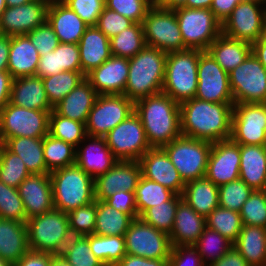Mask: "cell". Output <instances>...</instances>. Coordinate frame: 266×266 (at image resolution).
<instances>
[{"mask_svg": "<svg viewBox=\"0 0 266 266\" xmlns=\"http://www.w3.org/2000/svg\"><path fill=\"white\" fill-rule=\"evenodd\" d=\"M233 106L195 97L180 103L181 134L211 143L230 139Z\"/></svg>", "mask_w": 266, "mask_h": 266, "instance_id": "obj_1", "label": "cell"}, {"mask_svg": "<svg viewBox=\"0 0 266 266\" xmlns=\"http://www.w3.org/2000/svg\"><path fill=\"white\" fill-rule=\"evenodd\" d=\"M135 113L151 148H162L182 135L180 104L163 92L135 101Z\"/></svg>", "mask_w": 266, "mask_h": 266, "instance_id": "obj_2", "label": "cell"}, {"mask_svg": "<svg viewBox=\"0 0 266 266\" xmlns=\"http://www.w3.org/2000/svg\"><path fill=\"white\" fill-rule=\"evenodd\" d=\"M166 58V52L145 46L134 57L128 59L129 73L124 95L135 102L162 92Z\"/></svg>", "mask_w": 266, "mask_h": 266, "instance_id": "obj_3", "label": "cell"}, {"mask_svg": "<svg viewBox=\"0 0 266 266\" xmlns=\"http://www.w3.org/2000/svg\"><path fill=\"white\" fill-rule=\"evenodd\" d=\"M49 174L54 209L69 213L95 201L94 179L76 164Z\"/></svg>", "mask_w": 266, "mask_h": 266, "instance_id": "obj_4", "label": "cell"}, {"mask_svg": "<svg viewBox=\"0 0 266 266\" xmlns=\"http://www.w3.org/2000/svg\"><path fill=\"white\" fill-rule=\"evenodd\" d=\"M199 50L186 49L167 53L162 92L175 102L195 97L198 85Z\"/></svg>", "mask_w": 266, "mask_h": 266, "instance_id": "obj_5", "label": "cell"}, {"mask_svg": "<svg viewBox=\"0 0 266 266\" xmlns=\"http://www.w3.org/2000/svg\"><path fill=\"white\" fill-rule=\"evenodd\" d=\"M29 249L61 254L72 234L67 213L53 209L27 219Z\"/></svg>", "mask_w": 266, "mask_h": 266, "instance_id": "obj_6", "label": "cell"}, {"mask_svg": "<svg viewBox=\"0 0 266 266\" xmlns=\"http://www.w3.org/2000/svg\"><path fill=\"white\" fill-rule=\"evenodd\" d=\"M173 11L186 49L206 51L222 33V24L211 9L181 7Z\"/></svg>", "mask_w": 266, "mask_h": 266, "instance_id": "obj_7", "label": "cell"}, {"mask_svg": "<svg viewBox=\"0 0 266 266\" xmlns=\"http://www.w3.org/2000/svg\"><path fill=\"white\" fill-rule=\"evenodd\" d=\"M212 143L181 135L163 146L184 183L205 177Z\"/></svg>", "mask_w": 266, "mask_h": 266, "instance_id": "obj_8", "label": "cell"}, {"mask_svg": "<svg viewBox=\"0 0 266 266\" xmlns=\"http://www.w3.org/2000/svg\"><path fill=\"white\" fill-rule=\"evenodd\" d=\"M10 102L0 111V142L16 137L43 138L48 134L49 114Z\"/></svg>", "mask_w": 266, "mask_h": 266, "instance_id": "obj_9", "label": "cell"}, {"mask_svg": "<svg viewBox=\"0 0 266 266\" xmlns=\"http://www.w3.org/2000/svg\"><path fill=\"white\" fill-rule=\"evenodd\" d=\"M133 112L135 102L123 94L98 95L85 124L86 134L105 137Z\"/></svg>", "mask_w": 266, "mask_h": 266, "instance_id": "obj_10", "label": "cell"}, {"mask_svg": "<svg viewBox=\"0 0 266 266\" xmlns=\"http://www.w3.org/2000/svg\"><path fill=\"white\" fill-rule=\"evenodd\" d=\"M142 24L146 46L158 48L166 53L186 50L173 10L152 6Z\"/></svg>", "mask_w": 266, "mask_h": 266, "instance_id": "obj_11", "label": "cell"}, {"mask_svg": "<svg viewBox=\"0 0 266 266\" xmlns=\"http://www.w3.org/2000/svg\"><path fill=\"white\" fill-rule=\"evenodd\" d=\"M228 74L234 104L266 103V69L253 53Z\"/></svg>", "mask_w": 266, "mask_h": 266, "instance_id": "obj_12", "label": "cell"}, {"mask_svg": "<svg viewBox=\"0 0 266 266\" xmlns=\"http://www.w3.org/2000/svg\"><path fill=\"white\" fill-rule=\"evenodd\" d=\"M266 32V5L242 0L222 23V33L230 38L255 43Z\"/></svg>", "mask_w": 266, "mask_h": 266, "instance_id": "obj_13", "label": "cell"}, {"mask_svg": "<svg viewBox=\"0 0 266 266\" xmlns=\"http://www.w3.org/2000/svg\"><path fill=\"white\" fill-rule=\"evenodd\" d=\"M105 140L113 156L120 161H138L151 148L135 112L108 132Z\"/></svg>", "mask_w": 266, "mask_h": 266, "instance_id": "obj_14", "label": "cell"}, {"mask_svg": "<svg viewBox=\"0 0 266 266\" xmlns=\"http://www.w3.org/2000/svg\"><path fill=\"white\" fill-rule=\"evenodd\" d=\"M124 238L126 253L129 255L147 259H169L172 250L170 236L140 217L133 219Z\"/></svg>", "mask_w": 266, "mask_h": 266, "instance_id": "obj_15", "label": "cell"}, {"mask_svg": "<svg viewBox=\"0 0 266 266\" xmlns=\"http://www.w3.org/2000/svg\"><path fill=\"white\" fill-rule=\"evenodd\" d=\"M230 139L239 145H266V103L234 104Z\"/></svg>", "mask_w": 266, "mask_h": 266, "instance_id": "obj_16", "label": "cell"}, {"mask_svg": "<svg viewBox=\"0 0 266 266\" xmlns=\"http://www.w3.org/2000/svg\"><path fill=\"white\" fill-rule=\"evenodd\" d=\"M195 98L214 103H234L229 74L207 51L199 50Z\"/></svg>", "mask_w": 266, "mask_h": 266, "instance_id": "obj_17", "label": "cell"}, {"mask_svg": "<svg viewBox=\"0 0 266 266\" xmlns=\"http://www.w3.org/2000/svg\"><path fill=\"white\" fill-rule=\"evenodd\" d=\"M50 0H32L27 4L7 7L0 18L3 36L27 35L47 20Z\"/></svg>", "mask_w": 266, "mask_h": 266, "instance_id": "obj_18", "label": "cell"}, {"mask_svg": "<svg viewBox=\"0 0 266 266\" xmlns=\"http://www.w3.org/2000/svg\"><path fill=\"white\" fill-rule=\"evenodd\" d=\"M239 176L240 145L231 139L212 143L205 177L219 187Z\"/></svg>", "mask_w": 266, "mask_h": 266, "instance_id": "obj_19", "label": "cell"}, {"mask_svg": "<svg viewBox=\"0 0 266 266\" xmlns=\"http://www.w3.org/2000/svg\"><path fill=\"white\" fill-rule=\"evenodd\" d=\"M141 176L139 161L118 160L105 174L94 179V198L104 201L120 190L135 192Z\"/></svg>", "mask_w": 266, "mask_h": 266, "instance_id": "obj_20", "label": "cell"}, {"mask_svg": "<svg viewBox=\"0 0 266 266\" xmlns=\"http://www.w3.org/2000/svg\"><path fill=\"white\" fill-rule=\"evenodd\" d=\"M138 161L143 177L182 196L185 183L163 148H150Z\"/></svg>", "mask_w": 266, "mask_h": 266, "instance_id": "obj_21", "label": "cell"}, {"mask_svg": "<svg viewBox=\"0 0 266 266\" xmlns=\"http://www.w3.org/2000/svg\"><path fill=\"white\" fill-rule=\"evenodd\" d=\"M129 73V61L112 55L86 75L98 95L123 94Z\"/></svg>", "mask_w": 266, "mask_h": 266, "instance_id": "obj_22", "label": "cell"}, {"mask_svg": "<svg viewBox=\"0 0 266 266\" xmlns=\"http://www.w3.org/2000/svg\"><path fill=\"white\" fill-rule=\"evenodd\" d=\"M17 189L27 219L54 209L50 174L31 173Z\"/></svg>", "mask_w": 266, "mask_h": 266, "instance_id": "obj_23", "label": "cell"}, {"mask_svg": "<svg viewBox=\"0 0 266 266\" xmlns=\"http://www.w3.org/2000/svg\"><path fill=\"white\" fill-rule=\"evenodd\" d=\"M117 161L108 148L105 137L87 135L76 147L75 164L93 179L105 174Z\"/></svg>", "mask_w": 266, "mask_h": 266, "instance_id": "obj_24", "label": "cell"}, {"mask_svg": "<svg viewBox=\"0 0 266 266\" xmlns=\"http://www.w3.org/2000/svg\"><path fill=\"white\" fill-rule=\"evenodd\" d=\"M47 22L53 28L61 43L78 44L89 27L63 2L50 0L47 9Z\"/></svg>", "mask_w": 266, "mask_h": 266, "instance_id": "obj_25", "label": "cell"}, {"mask_svg": "<svg viewBox=\"0 0 266 266\" xmlns=\"http://www.w3.org/2000/svg\"><path fill=\"white\" fill-rule=\"evenodd\" d=\"M11 104L26 109L52 111L41 77L28 76L13 79L10 93Z\"/></svg>", "mask_w": 266, "mask_h": 266, "instance_id": "obj_26", "label": "cell"}, {"mask_svg": "<svg viewBox=\"0 0 266 266\" xmlns=\"http://www.w3.org/2000/svg\"><path fill=\"white\" fill-rule=\"evenodd\" d=\"M81 72L86 76L112 56L110 39L96 26H89L78 43Z\"/></svg>", "mask_w": 266, "mask_h": 266, "instance_id": "obj_27", "label": "cell"}, {"mask_svg": "<svg viewBox=\"0 0 266 266\" xmlns=\"http://www.w3.org/2000/svg\"><path fill=\"white\" fill-rule=\"evenodd\" d=\"M40 55L27 35L10 36L7 71L13 79L35 76Z\"/></svg>", "mask_w": 266, "mask_h": 266, "instance_id": "obj_28", "label": "cell"}, {"mask_svg": "<svg viewBox=\"0 0 266 266\" xmlns=\"http://www.w3.org/2000/svg\"><path fill=\"white\" fill-rule=\"evenodd\" d=\"M205 228L206 217L182 200L176 209L174 225L169 234L172 246L194 245Z\"/></svg>", "mask_w": 266, "mask_h": 266, "instance_id": "obj_29", "label": "cell"}, {"mask_svg": "<svg viewBox=\"0 0 266 266\" xmlns=\"http://www.w3.org/2000/svg\"><path fill=\"white\" fill-rule=\"evenodd\" d=\"M98 94L91 83L85 78L67 96H65L53 110L66 118L86 124Z\"/></svg>", "mask_w": 266, "mask_h": 266, "instance_id": "obj_30", "label": "cell"}, {"mask_svg": "<svg viewBox=\"0 0 266 266\" xmlns=\"http://www.w3.org/2000/svg\"><path fill=\"white\" fill-rule=\"evenodd\" d=\"M253 190H266V145H240V176Z\"/></svg>", "mask_w": 266, "mask_h": 266, "instance_id": "obj_31", "label": "cell"}, {"mask_svg": "<svg viewBox=\"0 0 266 266\" xmlns=\"http://www.w3.org/2000/svg\"><path fill=\"white\" fill-rule=\"evenodd\" d=\"M29 250L26 223L0 218V257L14 265Z\"/></svg>", "mask_w": 266, "mask_h": 266, "instance_id": "obj_32", "label": "cell"}, {"mask_svg": "<svg viewBox=\"0 0 266 266\" xmlns=\"http://www.w3.org/2000/svg\"><path fill=\"white\" fill-rule=\"evenodd\" d=\"M206 51L229 73L252 53V45L221 33Z\"/></svg>", "mask_w": 266, "mask_h": 266, "instance_id": "obj_33", "label": "cell"}, {"mask_svg": "<svg viewBox=\"0 0 266 266\" xmlns=\"http://www.w3.org/2000/svg\"><path fill=\"white\" fill-rule=\"evenodd\" d=\"M219 187L206 177L185 183L183 200L198 214L207 217L219 206Z\"/></svg>", "mask_w": 266, "mask_h": 266, "instance_id": "obj_34", "label": "cell"}, {"mask_svg": "<svg viewBox=\"0 0 266 266\" xmlns=\"http://www.w3.org/2000/svg\"><path fill=\"white\" fill-rule=\"evenodd\" d=\"M233 246L249 266H266V228L243 225Z\"/></svg>", "mask_w": 266, "mask_h": 266, "instance_id": "obj_35", "label": "cell"}, {"mask_svg": "<svg viewBox=\"0 0 266 266\" xmlns=\"http://www.w3.org/2000/svg\"><path fill=\"white\" fill-rule=\"evenodd\" d=\"M3 145L23 160L30 173H46V164L43 156V138H10Z\"/></svg>", "mask_w": 266, "mask_h": 266, "instance_id": "obj_36", "label": "cell"}, {"mask_svg": "<svg viewBox=\"0 0 266 266\" xmlns=\"http://www.w3.org/2000/svg\"><path fill=\"white\" fill-rule=\"evenodd\" d=\"M132 221L130 215L116 210L104 201L97 200L95 235L124 236Z\"/></svg>", "mask_w": 266, "mask_h": 266, "instance_id": "obj_37", "label": "cell"}, {"mask_svg": "<svg viewBox=\"0 0 266 266\" xmlns=\"http://www.w3.org/2000/svg\"><path fill=\"white\" fill-rule=\"evenodd\" d=\"M43 156L46 174L76 163V147L50 134L43 137Z\"/></svg>", "mask_w": 266, "mask_h": 266, "instance_id": "obj_38", "label": "cell"}, {"mask_svg": "<svg viewBox=\"0 0 266 266\" xmlns=\"http://www.w3.org/2000/svg\"><path fill=\"white\" fill-rule=\"evenodd\" d=\"M146 46L143 24L133 23L110 38L111 54L131 59Z\"/></svg>", "mask_w": 266, "mask_h": 266, "instance_id": "obj_39", "label": "cell"}, {"mask_svg": "<svg viewBox=\"0 0 266 266\" xmlns=\"http://www.w3.org/2000/svg\"><path fill=\"white\" fill-rule=\"evenodd\" d=\"M92 253L105 265L115 266L126 253L124 236L89 235Z\"/></svg>", "mask_w": 266, "mask_h": 266, "instance_id": "obj_40", "label": "cell"}, {"mask_svg": "<svg viewBox=\"0 0 266 266\" xmlns=\"http://www.w3.org/2000/svg\"><path fill=\"white\" fill-rule=\"evenodd\" d=\"M86 76L78 71H63L45 78V91L50 104L54 107L65 96H67L75 87H77Z\"/></svg>", "mask_w": 266, "mask_h": 266, "instance_id": "obj_41", "label": "cell"}, {"mask_svg": "<svg viewBox=\"0 0 266 266\" xmlns=\"http://www.w3.org/2000/svg\"><path fill=\"white\" fill-rule=\"evenodd\" d=\"M48 134L77 147L87 136L85 124L57 114L52 110L49 114Z\"/></svg>", "mask_w": 266, "mask_h": 266, "instance_id": "obj_42", "label": "cell"}, {"mask_svg": "<svg viewBox=\"0 0 266 266\" xmlns=\"http://www.w3.org/2000/svg\"><path fill=\"white\" fill-rule=\"evenodd\" d=\"M134 194L139 216L146 209L169 201L175 195L170 189L143 176H141Z\"/></svg>", "mask_w": 266, "mask_h": 266, "instance_id": "obj_43", "label": "cell"}, {"mask_svg": "<svg viewBox=\"0 0 266 266\" xmlns=\"http://www.w3.org/2000/svg\"><path fill=\"white\" fill-rule=\"evenodd\" d=\"M240 212L218 206L206 217V227L234 243L242 230Z\"/></svg>", "mask_w": 266, "mask_h": 266, "instance_id": "obj_44", "label": "cell"}, {"mask_svg": "<svg viewBox=\"0 0 266 266\" xmlns=\"http://www.w3.org/2000/svg\"><path fill=\"white\" fill-rule=\"evenodd\" d=\"M193 246L201 255L203 263L208 266L219 260L233 246V243L217 231L206 227Z\"/></svg>", "mask_w": 266, "mask_h": 266, "instance_id": "obj_45", "label": "cell"}, {"mask_svg": "<svg viewBox=\"0 0 266 266\" xmlns=\"http://www.w3.org/2000/svg\"><path fill=\"white\" fill-rule=\"evenodd\" d=\"M182 200V196L175 194L169 201L146 209L139 217L169 235L174 225L176 209Z\"/></svg>", "mask_w": 266, "mask_h": 266, "instance_id": "obj_46", "label": "cell"}, {"mask_svg": "<svg viewBox=\"0 0 266 266\" xmlns=\"http://www.w3.org/2000/svg\"><path fill=\"white\" fill-rule=\"evenodd\" d=\"M31 173L26 168L23 160L16 154L10 152L2 143L0 144V181L7 186L18 188V186Z\"/></svg>", "mask_w": 266, "mask_h": 266, "instance_id": "obj_47", "label": "cell"}, {"mask_svg": "<svg viewBox=\"0 0 266 266\" xmlns=\"http://www.w3.org/2000/svg\"><path fill=\"white\" fill-rule=\"evenodd\" d=\"M61 255L72 266H105L91 251L89 235L72 236Z\"/></svg>", "mask_w": 266, "mask_h": 266, "instance_id": "obj_48", "label": "cell"}, {"mask_svg": "<svg viewBox=\"0 0 266 266\" xmlns=\"http://www.w3.org/2000/svg\"><path fill=\"white\" fill-rule=\"evenodd\" d=\"M254 190L240 178L219 186V206L240 212Z\"/></svg>", "mask_w": 266, "mask_h": 266, "instance_id": "obj_49", "label": "cell"}, {"mask_svg": "<svg viewBox=\"0 0 266 266\" xmlns=\"http://www.w3.org/2000/svg\"><path fill=\"white\" fill-rule=\"evenodd\" d=\"M0 218L27 222L22 198L18 189L0 181Z\"/></svg>", "mask_w": 266, "mask_h": 266, "instance_id": "obj_50", "label": "cell"}, {"mask_svg": "<svg viewBox=\"0 0 266 266\" xmlns=\"http://www.w3.org/2000/svg\"><path fill=\"white\" fill-rule=\"evenodd\" d=\"M96 213L97 200L67 213L72 236H87L94 234Z\"/></svg>", "mask_w": 266, "mask_h": 266, "instance_id": "obj_51", "label": "cell"}, {"mask_svg": "<svg viewBox=\"0 0 266 266\" xmlns=\"http://www.w3.org/2000/svg\"><path fill=\"white\" fill-rule=\"evenodd\" d=\"M243 225L266 228V190H254L240 210Z\"/></svg>", "mask_w": 266, "mask_h": 266, "instance_id": "obj_52", "label": "cell"}, {"mask_svg": "<svg viewBox=\"0 0 266 266\" xmlns=\"http://www.w3.org/2000/svg\"><path fill=\"white\" fill-rule=\"evenodd\" d=\"M105 5L133 23H143L148 10L152 7L146 0H105Z\"/></svg>", "mask_w": 266, "mask_h": 266, "instance_id": "obj_53", "label": "cell"}, {"mask_svg": "<svg viewBox=\"0 0 266 266\" xmlns=\"http://www.w3.org/2000/svg\"><path fill=\"white\" fill-rule=\"evenodd\" d=\"M63 3L89 26L97 25L99 16L106 6L105 0H65Z\"/></svg>", "mask_w": 266, "mask_h": 266, "instance_id": "obj_54", "label": "cell"}, {"mask_svg": "<svg viewBox=\"0 0 266 266\" xmlns=\"http://www.w3.org/2000/svg\"><path fill=\"white\" fill-rule=\"evenodd\" d=\"M39 55L54 51L59 45V39L47 20L27 34Z\"/></svg>", "mask_w": 266, "mask_h": 266, "instance_id": "obj_55", "label": "cell"}, {"mask_svg": "<svg viewBox=\"0 0 266 266\" xmlns=\"http://www.w3.org/2000/svg\"><path fill=\"white\" fill-rule=\"evenodd\" d=\"M132 24L131 20L105 6L99 16L96 27L110 39Z\"/></svg>", "mask_w": 266, "mask_h": 266, "instance_id": "obj_56", "label": "cell"}, {"mask_svg": "<svg viewBox=\"0 0 266 266\" xmlns=\"http://www.w3.org/2000/svg\"><path fill=\"white\" fill-rule=\"evenodd\" d=\"M169 266H206L193 245L172 246Z\"/></svg>", "mask_w": 266, "mask_h": 266, "instance_id": "obj_57", "label": "cell"}, {"mask_svg": "<svg viewBox=\"0 0 266 266\" xmlns=\"http://www.w3.org/2000/svg\"><path fill=\"white\" fill-rule=\"evenodd\" d=\"M58 60L59 68L62 71L81 72L78 44L60 42L58 45Z\"/></svg>", "mask_w": 266, "mask_h": 266, "instance_id": "obj_58", "label": "cell"}, {"mask_svg": "<svg viewBox=\"0 0 266 266\" xmlns=\"http://www.w3.org/2000/svg\"><path fill=\"white\" fill-rule=\"evenodd\" d=\"M104 202L116 210L130 215L133 219L139 217L134 192L120 190L119 192L113 193Z\"/></svg>", "mask_w": 266, "mask_h": 266, "instance_id": "obj_59", "label": "cell"}, {"mask_svg": "<svg viewBox=\"0 0 266 266\" xmlns=\"http://www.w3.org/2000/svg\"><path fill=\"white\" fill-rule=\"evenodd\" d=\"M61 72L63 71L59 68L58 46L54 51L40 56L36 76L45 78Z\"/></svg>", "mask_w": 266, "mask_h": 266, "instance_id": "obj_60", "label": "cell"}, {"mask_svg": "<svg viewBox=\"0 0 266 266\" xmlns=\"http://www.w3.org/2000/svg\"><path fill=\"white\" fill-rule=\"evenodd\" d=\"M55 254L29 250L13 266H50Z\"/></svg>", "mask_w": 266, "mask_h": 266, "instance_id": "obj_61", "label": "cell"}, {"mask_svg": "<svg viewBox=\"0 0 266 266\" xmlns=\"http://www.w3.org/2000/svg\"><path fill=\"white\" fill-rule=\"evenodd\" d=\"M169 259H147L125 254L115 266H169Z\"/></svg>", "mask_w": 266, "mask_h": 266, "instance_id": "obj_62", "label": "cell"}, {"mask_svg": "<svg viewBox=\"0 0 266 266\" xmlns=\"http://www.w3.org/2000/svg\"><path fill=\"white\" fill-rule=\"evenodd\" d=\"M240 1L242 0H213L210 9L222 24Z\"/></svg>", "mask_w": 266, "mask_h": 266, "instance_id": "obj_63", "label": "cell"}, {"mask_svg": "<svg viewBox=\"0 0 266 266\" xmlns=\"http://www.w3.org/2000/svg\"><path fill=\"white\" fill-rule=\"evenodd\" d=\"M208 266H249L247 261L232 246L219 260L210 263Z\"/></svg>", "mask_w": 266, "mask_h": 266, "instance_id": "obj_64", "label": "cell"}, {"mask_svg": "<svg viewBox=\"0 0 266 266\" xmlns=\"http://www.w3.org/2000/svg\"><path fill=\"white\" fill-rule=\"evenodd\" d=\"M13 78L5 70L0 71V111L9 103Z\"/></svg>", "mask_w": 266, "mask_h": 266, "instance_id": "obj_65", "label": "cell"}, {"mask_svg": "<svg viewBox=\"0 0 266 266\" xmlns=\"http://www.w3.org/2000/svg\"><path fill=\"white\" fill-rule=\"evenodd\" d=\"M252 53L266 69V32L252 44Z\"/></svg>", "mask_w": 266, "mask_h": 266, "instance_id": "obj_66", "label": "cell"}, {"mask_svg": "<svg viewBox=\"0 0 266 266\" xmlns=\"http://www.w3.org/2000/svg\"><path fill=\"white\" fill-rule=\"evenodd\" d=\"M10 51V36H2L0 38V71L8 68V58Z\"/></svg>", "mask_w": 266, "mask_h": 266, "instance_id": "obj_67", "label": "cell"}, {"mask_svg": "<svg viewBox=\"0 0 266 266\" xmlns=\"http://www.w3.org/2000/svg\"><path fill=\"white\" fill-rule=\"evenodd\" d=\"M213 0H187L185 8H204L210 9Z\"/></svg>", "mask_w": 266, "mask_h": 266, "instance_id": "obj_68", "label": "cell"}, {"mask_svg": "<svg viewBox=\"0 0 266 266\" xmlns=\"http://www.w3.org/2000/svg\"><path fill=\"white\" fill-rule=\"evenodd\" d=\"M187 0H162L160 6L164 9L175 10L186 5Z\"/></svg>", "mask_w": 266, "mask_h": 266, "instance_id": "obj_69", "label": "cell"}, {"mask_svg": "<svg viewBox=\"0 0 266 266\" xmlns=\"http://www.w3.org/2000/svg\"><path fill=\"white\" fill-rule=\"evenodd\" d=\"M50 266H72L61 254H56L52 257Z\"/></svg>", "mask_w": 266, "mask_h": 266, "instance_id": "obj_70", "label": "cell"}, {"mask_svg": "<svg viewBox=\"0 0 266 266\" xmlns=\"http://www.w3.org/2000/svg\"><path fill=\"white\" fill-rule=\"evenodd\" d=\"M5 1H6L7 7H15V6L27 4V3L31 2L32 0H5Z\"/></svg>", "mask_w": 266, "mask_h": 266, "instance_id": "obj_71", "label": "cell"}, {"mask_svg": "<svg viewBox=\"0 0 266 266\" xmlns=\"http://www.w3.org/2000/svg\"><path fill=\"white\" fill-rule=\"evenodd\" d=\"M6 8H7L6 1L0 0V18H1V15L5 11Z\"/></svg>", "mask_w": 266, "mask_h": 266, "instance_id": "obj_72", "label": "cell"}, {"mask_svg": "<svg viewBox=\"0 0 266 266\" xmlns=\"http://www.w3.org/2000/svg\"><path fill=\"white\" fill-rule=\"evenodd\" d=\"M148 3H150L152 6H160L162 0H146Z\"/></svg>", "mask_w": 266, "mask_h": 266, "instance_id": "obj_73", "label": "cell"}, {"mask_svg": "<svg viewBox=\"0 0 266 266\" xmlns=\"http://www.w3.org/2000/svg\"><path fill=\"white\" fill-rule=\"evenodd\" d=\"M0 266H13V265H11L10 263H8L7 261L3 260L0 257Z\"/></svg>", "mask_w": 266, "mask_h": 266, "instance_id": "obj_74", "label": "cell"}, {"mask_svg": "<svg viewBox=\"0 0 266 266\" xmlns=\"http://www.w3.org/2000/svg\"><path fill=\"white\" fill-rule=\"evenodd\" d=\"M249 1H255V2L266 5V0H249Z\"/></svg>", "mask_w": 266, "mask_h": 266, "instance_id": "obj_75", "label": "cell"}, {"mask_svg": "<svg viewBox=\"0 0 266 266\" xmlns=\"http://www.w3.org/2000/svg\"><path fill=\"white\" fill-rule=\"evenodd\" d=\"M52 1H55V2H64L65 0H52Z\"/></svg>", "mask_w": 266, "mask_h": 266, "instance_id": "obj_76", "label": "cell"}]
</instances>
